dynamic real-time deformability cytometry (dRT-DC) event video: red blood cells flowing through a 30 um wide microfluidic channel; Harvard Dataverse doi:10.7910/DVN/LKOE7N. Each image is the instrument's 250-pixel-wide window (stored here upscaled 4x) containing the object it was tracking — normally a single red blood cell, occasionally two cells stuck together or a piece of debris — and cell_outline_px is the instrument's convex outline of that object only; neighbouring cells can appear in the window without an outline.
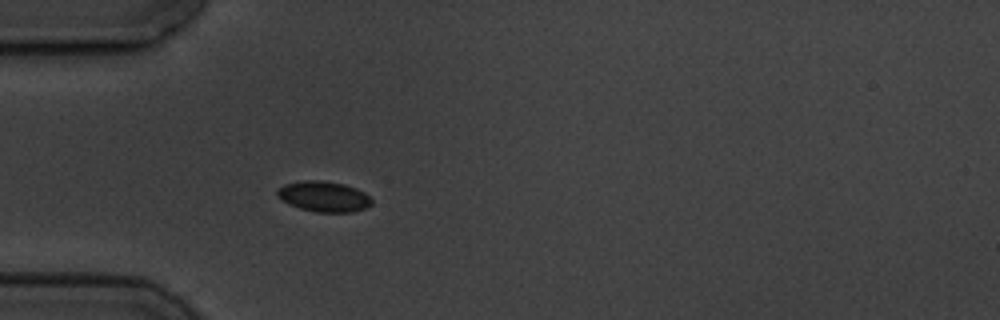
{"species": "common noctule bat (a hibernating species)", "species_latin": "Nyctalus noctula", "temperature_condition": "cold", "stored_images_in_passage": 4, "camera_frame_rate_fps": 3000, "um_per_image_px": 0.085, "animal": {"sex": "male", "body_mass_g": 19.5, "forearm_length_mm": 54.6}, "frame": {"image": 1, "passage_image": 4, "time_ms": 3.333, "image_size_px": [1000, 320], "cell_outline_px": [[372, 204], [364, 208], [352, 212], [316, 212], [300, 208], [288, 204], [276, 196], [276, 192], [284, 184], [304, 180], [320, 180], [344, 184], [356, 188], [364, 192], [372, 200]], "centroid_in_image_um": [27.51, 16.7], "position_along_channel_um": 57.5, "area_um2": 16.76}}